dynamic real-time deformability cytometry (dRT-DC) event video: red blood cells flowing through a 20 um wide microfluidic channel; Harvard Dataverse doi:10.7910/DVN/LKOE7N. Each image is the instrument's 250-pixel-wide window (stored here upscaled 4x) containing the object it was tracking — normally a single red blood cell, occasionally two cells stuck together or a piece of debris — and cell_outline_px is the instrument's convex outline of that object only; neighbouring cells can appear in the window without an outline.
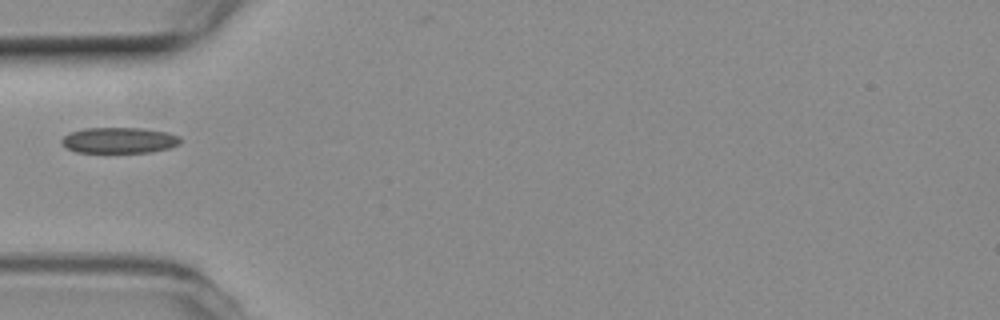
{"species": "common noctule bat (a hibernating species)", "species_latin": "Nyctalus noctula", "temperature_condition": "room temperature", "stored_images_in_passage": 38, "camera_frame_rate_fps": 3000, "um_per_image_px": 0.085, "animal": {"sex": "female", "body_mass_g": 19.3, "forearm_length_mm": 54.1}, "frame": {"image": 1, "passage_image": 1, "time_ms": 0.0, "image_size_px": [1000, 320], "cell_outline_px": [[180, 144], [168, 148], [152, 152], [76, 152], [68, 148], [60, 140], [68, 132], [84, 128], [140, 128], [168, 132], [180, 136]], "centroid_in_image_um": [10.14, 11.91], "position_along_channel_um": 74.9, "area_um2": 17.86}}
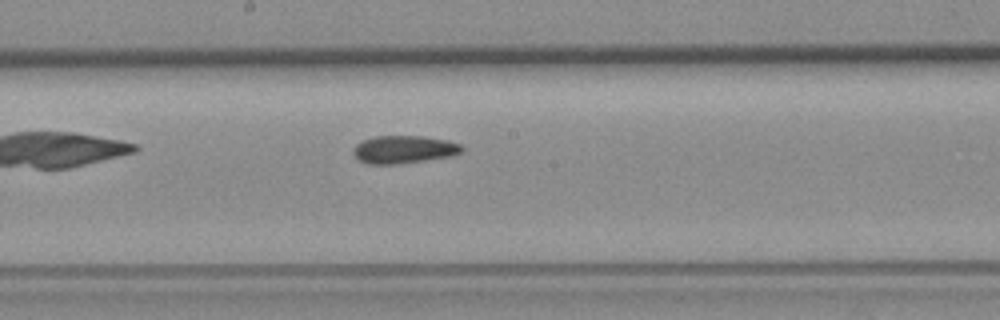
{"frame": {"image": 2, "passage_image": 12, "time_ms": 3.667, "image_size_px": [1000, 320], "cell_outline_px": [[464, 148], [460, 152], [452, 156], [396, 164], [368, 164], [360, 160], [352, 152], [352, 148], [356, 144], [364, 140], [376, 136], [424, 136], [448, 140], [460, 144]], "centroid_in_image_um": [34.33, 12.7], "position_along_channel_um": 213.9, "area_um2": 17.51}}
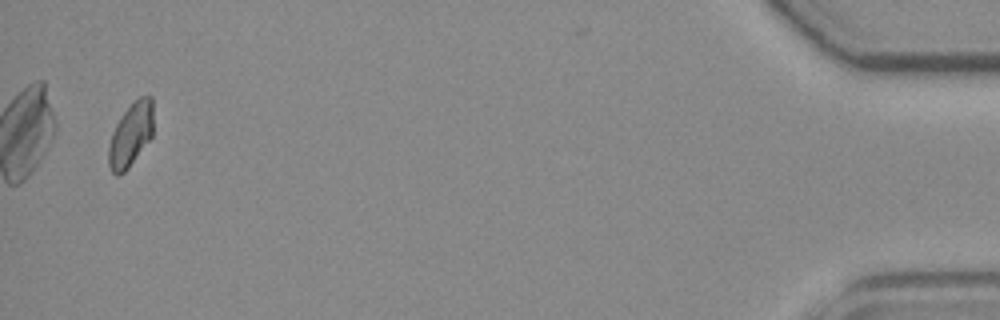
{"frame": {"image": 3, "passage_image": 36, "time_ms": 11.667, "image_size_px": [1000, 320], "cell_outline_px": [[152, 136], [128, 168], [124, 172], [116, 176], [112, 172], [108, 164], [108, 148], [112, 132], [116, 124], [124, 112], [140, 96], [152, 96]], "centroid_in_image_um": [11.1, 11.47], "position_along_channel_um": 424.1, "area_um2": 16.3}}